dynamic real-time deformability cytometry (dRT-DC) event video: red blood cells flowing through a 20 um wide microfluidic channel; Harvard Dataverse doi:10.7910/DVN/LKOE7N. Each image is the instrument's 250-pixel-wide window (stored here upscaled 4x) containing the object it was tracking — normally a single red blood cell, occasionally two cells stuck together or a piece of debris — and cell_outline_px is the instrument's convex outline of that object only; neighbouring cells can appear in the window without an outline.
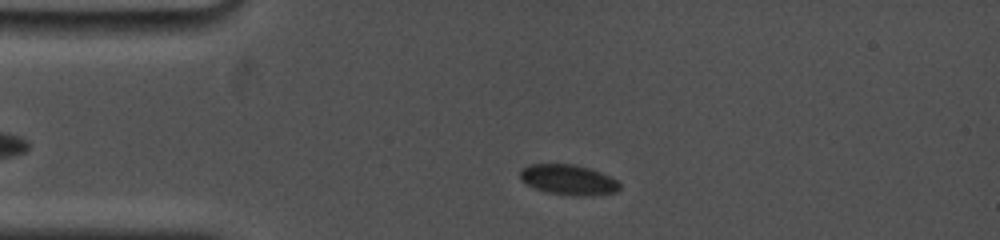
{"species": "common noctule bat (a hibernating species)", "species_latin": "Nyctalus noctula", "temperature_condition": "cold", "stored_images_in_passage": 7, "camera_frame_rate_fps": 5000, "um_per_image_px": 0.085, "animal": {"sex": "female", "body_mass_g": 19.0, "forearm_length_mm": 53.3}, "frame": {"image": 1, "passage_image": 2, "time_ms": 1.0, "image_size_px": [1000, 240], "cell_outline_px": [[620, 188], [616, 192], [592, 196], [572, 196], [548, 192], [536, 188], [520, 180], [520, 168], [528, 164], [572, 164], [592, 168], [616, 180], [620, 184]], "centroid_in_image_um": [48.31, 15.28], "position_along_channel_um": 36.7, "area_um2": 17.69}}
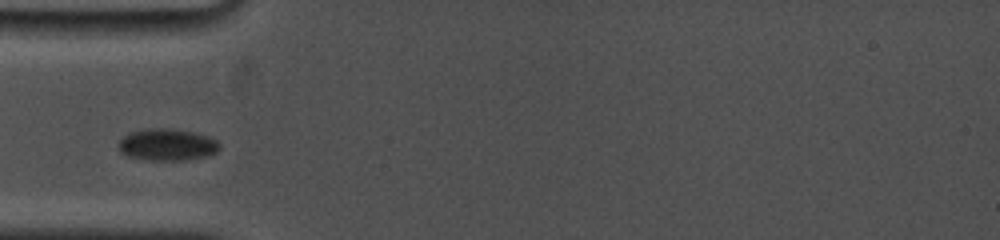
{"frame": {"image": 2, "passage_image": 4, "time_ms": 2.8, "image_size_px": [1000, 240], "cell_outline_px": [[220, 148], [216, 152], [208, 156], [184, 160], [144, 160], [128, 156], [120, 152], [120, 140], [128, 132], [148, 128], [172, 128], [196, 132], [208, 136], [216, 140], [220, 144]], "centroid_in_image_um": [14.23, 12.29], "position_along_channel_um": 70.8, "area_um2": 18.96}}
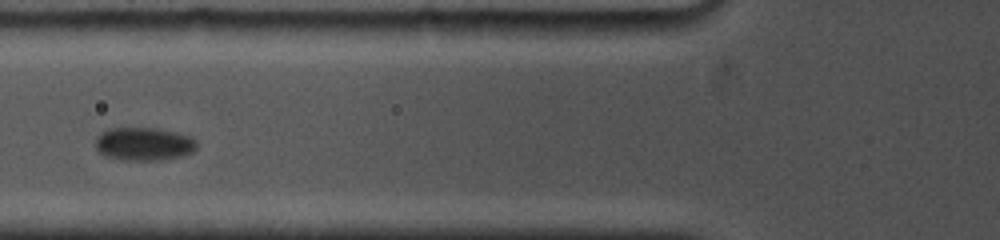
{"frame": {"image": 3, "passage_image": 6, "time_ms": 4.0, "image_size_px": [1000, 240], "cell_outline_px": [[196, 148], [192, 152], [184, 156], [160, 160], [124, 160], [104, 156], [96, 148], [96, 136], [100, 132], [108, 128], [156, 128], [176, 132], [192, 136], [196, 140]], "centroid_in_image_um": [12.23, 12.23], "position_along_channel_um": 113.6, "area_um2": 19.83}}